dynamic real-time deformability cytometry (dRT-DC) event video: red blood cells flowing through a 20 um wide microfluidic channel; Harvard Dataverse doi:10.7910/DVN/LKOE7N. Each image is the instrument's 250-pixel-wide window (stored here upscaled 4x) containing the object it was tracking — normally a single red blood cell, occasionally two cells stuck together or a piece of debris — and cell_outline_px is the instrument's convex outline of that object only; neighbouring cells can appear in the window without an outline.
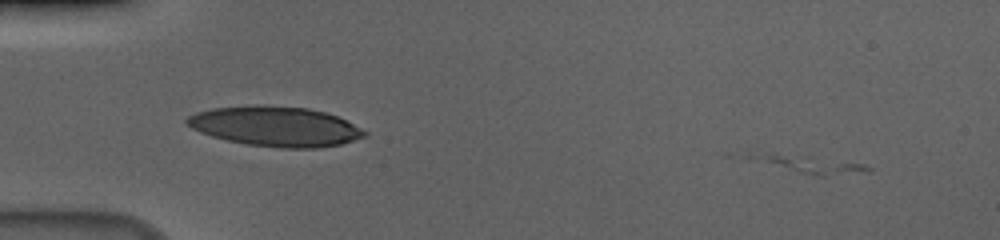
{"species": "human", "species_latin": "Homo sapiens", "temperature_condition": "cold", "stored_images_in_passage": 39, "camera_frame_rate_fps": 3000, "um_per_image_px": 0.085, "donor": {"sex": "male"}, "frame": {"image": 1, "passage_image": 1, "time_ms": 0.0, "image_size_px": [1000, 240], "cell_outline_px": [[368, 136], [340, 144], [316, 148], [280, 148], [248, 144], [228, 140], [212, 136], [200, 132], [192, 128], [184, 120], [188, 116], [196, 112], [212, 108], [252, 104], [256, 104], [308, 108], [324, 112], [336, 116], [368, 132]], "centroid_in_image_um": [23.39, 10.73], "position_along_channel_um": 61.6, "area_um2": 41.21}}
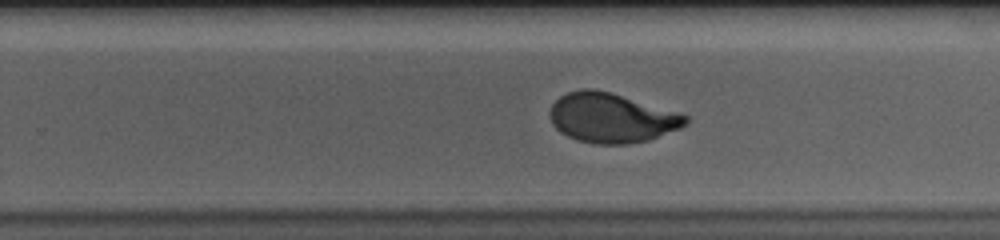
{"frame": {"image": 2, "passage_image": 19, "time_ms": 6.0, "image_size_px": [1000, 240], "cell_outline_px": [[688, 120], [680, 128], [648, 140], [628, 144], [596, 144], [576, 140], [560, 132], [552, 124], [548, 112], [552, 104], [560, 96], [568, 92], [580, 88], [592, 88], [608, 92], [676, 112], [688, 116]], "centroid_in_image_um": [51.91, 10.03], "position_along_channel_um": 277.9, "area_um2": 38.84}}
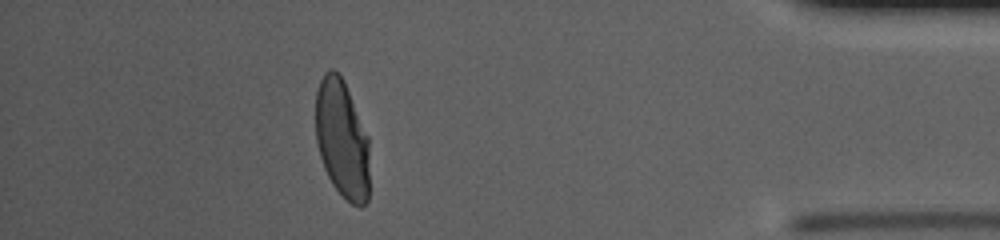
{"frame": {"image": 3, "passage_image": 33, "time_ms": 10.667, "image_size_px": [1000, 240], "cell_outline_px": [[368, 200], [360, 208], [352, 204], [332, 184], [324, 168], [320, 156], [316, 140], [316, 88], [324, 72], [328, 68], [332, 68], [344, 80], [368, 136]], "centroid_in_image_um": [29.06, 11.79], "position_along_channel_um": 406.1, "area_um2": 37.11}}